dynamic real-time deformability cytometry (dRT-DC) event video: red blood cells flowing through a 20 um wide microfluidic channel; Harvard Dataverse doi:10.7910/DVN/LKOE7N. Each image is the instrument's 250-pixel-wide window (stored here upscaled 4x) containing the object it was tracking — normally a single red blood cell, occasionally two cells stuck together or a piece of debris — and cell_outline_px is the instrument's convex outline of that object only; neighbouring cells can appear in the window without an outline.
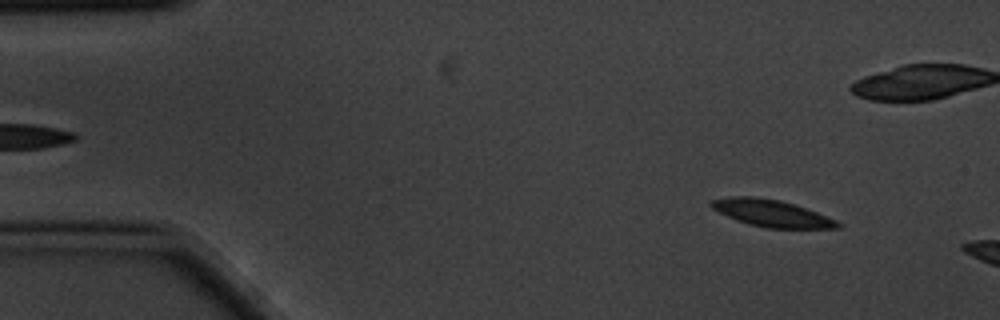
{"species": "common noctule bat (a hibernating species)", "species_latin": "Nyctalus noctula", "temperature_condition": "cold", "stored_images_in_passage": 4, "camera_frame_rate_fps": 3000, "um_per_image_px": 0.085, "animal": {"sex": "male", "body_mass_g": 20.1, "forearm_length_mm": 53.5}, "frame": {"image": 1, "passage_image": 1, "time_ms": 0.0, "image_size_px": [1000, 320], "cell_outline_px": [[840, 228], [768, 228], [748, 224], [736, 220], [712, 208], [708, 204], [712, 200], [732, 196], [752, 196], [780, 200], [816, 212], [836, 220], [840, 224]], "centroid_in_image_um": [65.55, 18.12], "position_along_channel_um": 19.4, "area_um2": 19.54}}